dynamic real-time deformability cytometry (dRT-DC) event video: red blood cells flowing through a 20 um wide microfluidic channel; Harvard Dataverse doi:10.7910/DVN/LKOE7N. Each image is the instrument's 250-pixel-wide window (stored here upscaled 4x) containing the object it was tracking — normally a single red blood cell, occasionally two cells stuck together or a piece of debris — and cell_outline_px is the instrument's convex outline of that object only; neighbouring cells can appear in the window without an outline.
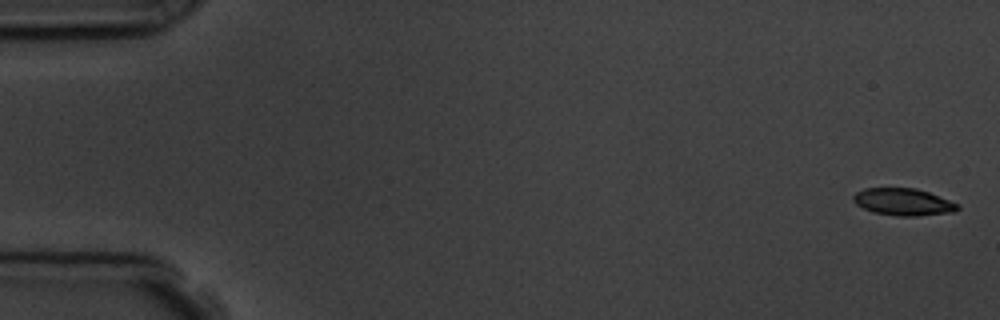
{"species": "common noctule bat (a hibernating species)", "species_latin": "Nyctalus noctula", "temperature_condition": "room temperature", "stored_images_in_passage": 6, "camera_frame_rate_fps": 3000, "um_per_image_px": 0.085, "animal": {"sex": "male", "body_mass_g": 19.5, "forearm_length_mm": 54.6}, "frame": {"image": 1, "passage_image": 1, "time_ms": 0.0, "image_size_px": [1000, 320], "cell_outline_px": [[960, 208], [956, 212], [920, 216], [896, 216], [872, 212], [856, 204], [852, 200], [852, 196], [856, 192], [864, 188], [916, 188], [928, 192], [960, 204]], "centroid_in_image_um": [76.79, 17.17], "position_along_channel_um": 8.2, "area_um2": 16.7}}
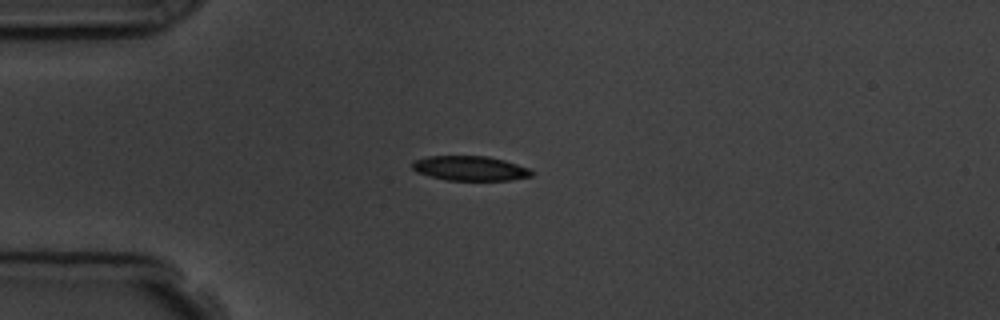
{"frame": {"image": 2, "passage_image": 4, "time_ms": 4.333, "image_size_px": [1000, 320], "cell_outline_px": [[532, 176], [512, 180], [448, 180], [416, 172], [412, 168], [412, 164], [416, 160], [428, 156], [488, 156], [504, 160], [528, 168], [532, 172]], "centroid_in_image_um": [39.96, 14.3], "position_along_channel_um": 45.0, "area_um2": 16.94}}